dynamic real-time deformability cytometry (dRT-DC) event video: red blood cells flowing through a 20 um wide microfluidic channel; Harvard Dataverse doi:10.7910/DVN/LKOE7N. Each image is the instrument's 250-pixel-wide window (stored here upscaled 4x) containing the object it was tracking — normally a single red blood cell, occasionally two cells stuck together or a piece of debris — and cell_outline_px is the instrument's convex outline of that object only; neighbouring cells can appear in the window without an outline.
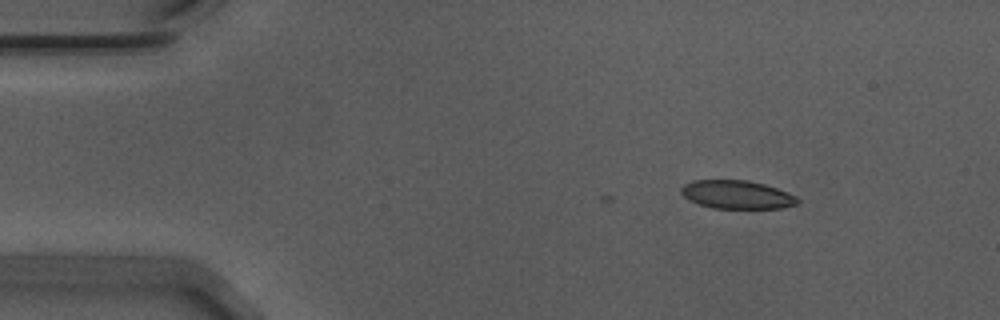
{"species": "Egyptian fruit bat (a non-hibernating species)", "species_latin": "Rousettus aegyptiacus", "temperature_condition": "warm", "stored_images_in_passage": 5, "camera_frame_rate_fps": 3000, "um_per_image_px": 0.085, "animal": {"sex": "male"}, "frame": {"image": 1, "passage_image": 1, "time_ms": 0.0, "image_size_px": [1000, 320], "cell_outline_px": [[800, 200], [796, 204], [780, 208], [712, 208], [688, 200], [680, 192], [680, 188], [684, 184], [692, 180], [748, 180], [764, 184], [788, 192], [796, 196]], "centroid_in_image_um": [62.61, 16.53], "position_along_channel_um": 22.4, "area_um2": 19.25}}